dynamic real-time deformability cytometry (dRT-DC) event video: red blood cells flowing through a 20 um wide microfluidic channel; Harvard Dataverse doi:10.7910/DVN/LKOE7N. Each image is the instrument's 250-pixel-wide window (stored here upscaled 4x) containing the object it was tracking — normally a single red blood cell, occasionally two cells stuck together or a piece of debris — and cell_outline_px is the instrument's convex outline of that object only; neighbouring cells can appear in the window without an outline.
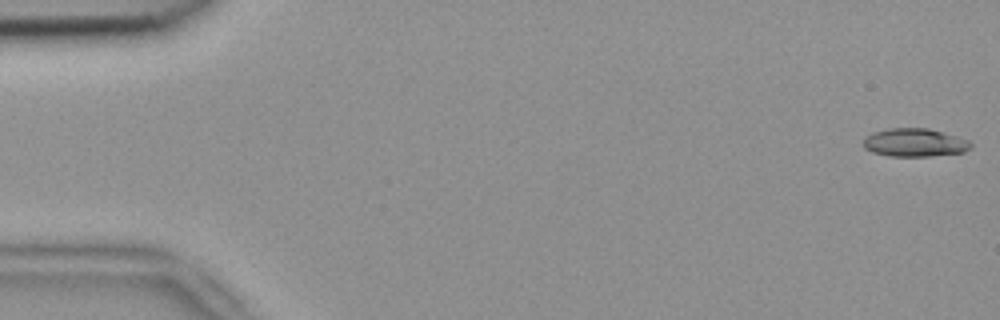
{"species": "common noctule bat (a hibernating species)", "species_latin": "Nyctalus noctula", "temperature_condition": "room temperature", "stored_images_in_passage": 4, "camera_frame_rate_fps": 3000, "um_per_image_px": 0.085, "animal": {"sex": "female", "body_mass_g": 18.4}, "frame": {"image": 1, "passage_image": 1, "time_ms": 0.0, "image_size_px": [1000, 320], "cell_outline_px": [[972, 148], [964, 152], [928, 156], [888, 156], [872, 152], [864, 148], [864, 136], [872, 132], [888, 128], [928, 128], [944, 132], [968, 140], [972, 144]], "centroid_in_image_um": [77.73, 12.11], "position_along_channel_um": 7.3, "area_um2": 17.8}}